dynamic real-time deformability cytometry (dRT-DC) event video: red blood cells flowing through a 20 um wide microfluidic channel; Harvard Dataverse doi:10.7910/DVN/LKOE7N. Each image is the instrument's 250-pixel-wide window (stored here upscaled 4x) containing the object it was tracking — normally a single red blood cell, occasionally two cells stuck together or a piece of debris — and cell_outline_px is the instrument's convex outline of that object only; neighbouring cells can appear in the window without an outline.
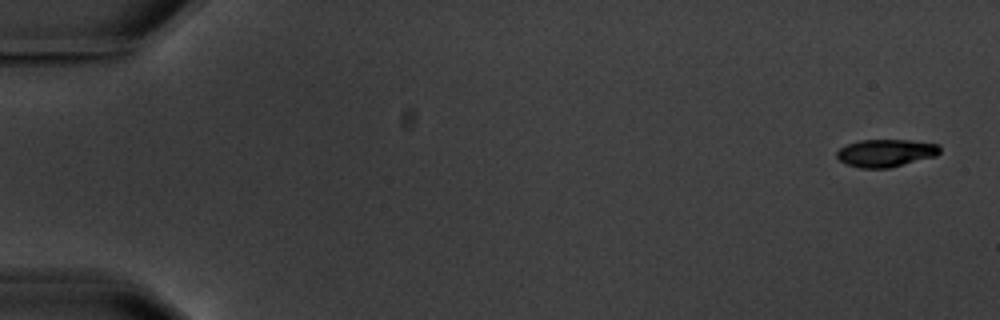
{"species": "common noctule bat (a hibernating species)", "species_latin": "Nyctalus noctula", "temperature_condition": "warm", "stored_images_in_passage": 5, "camera_frame_rate_fps": 3000, "um_per_image_px": 0.085, "animal": {"sex": "male", "body_mass_g": 20.1, "forearm_length_mm": 53.5}, "frame": {"image": 1, "passage_image": 1, "time_ms": 0.0, "image_size_px": [1000, 320], "cell_outline_px": [[940, 152], [936, 156], [888, 168], [860, 168], [848, 164], [840, 160], [836, 156], [836, 152], [840, 148], [848, 144], [860, 140], [912, 140], [940, 144]], "centroid_in_image_um": [75.32, 12.99], "position_along_channel_um": 9.7, "area_um2": 16.53}}